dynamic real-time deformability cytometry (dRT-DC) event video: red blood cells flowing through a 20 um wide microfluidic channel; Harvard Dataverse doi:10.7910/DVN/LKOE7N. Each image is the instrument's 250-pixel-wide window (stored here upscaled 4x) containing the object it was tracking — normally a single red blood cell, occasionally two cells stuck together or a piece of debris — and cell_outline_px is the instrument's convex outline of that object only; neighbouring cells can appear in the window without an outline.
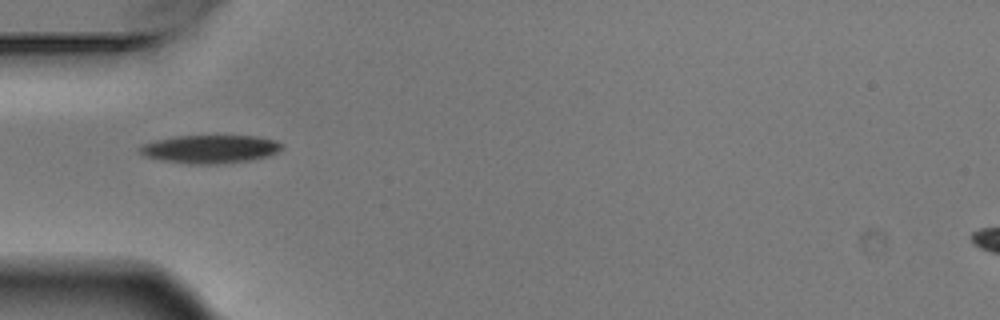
{"species": "Egyptian fruit bat (a non-hibernating species)", "species_latin": "Rousettus aegyptiacus", "temperature_condition": "warm", "stored_images_in_passage": 7, "camera_frame_rate_fps": 3000, "um_per_image_px": 0.085, "animal": {"sex": "male"}, "frame": {"image": 1, "passage_image": 4, "time_ms": 1.0, "image_size_px": [1000, 320], "cell_outline_px": [[284, 148], [268, 156], [248, 160], [220, 164], [188, 164], [160, 160], [144, 156], [136, 152], [140, 144], [156, 140], [176, 136], [256, 136], [276, 140], [284, 144]], "centroid_in_image_um": [17.82, 12.67], "position_along_channel_um": 67.2, "area_um2": 23.64}}
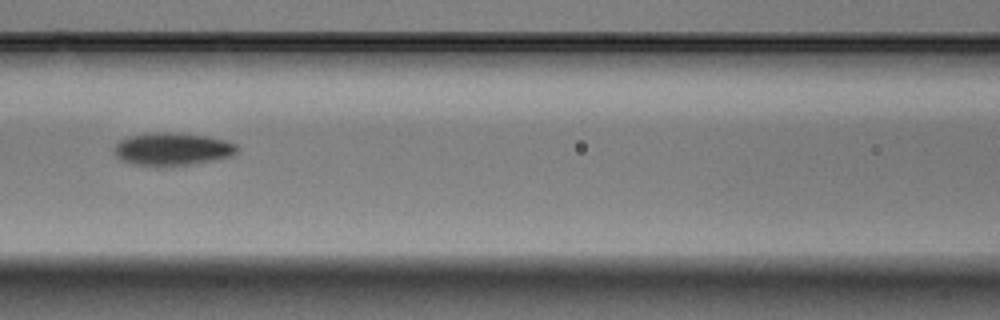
{"frame": {"image": 2, "passage_image": 6, "time_ms": 1.667, "image_size_px": [1000, 320], "cell_outline_px": [[240, 148], [236, 152], [228, 156], [212, 160], [188, 164], [160, 168], [132, 164], [120, 160], [116, 156], [112, 148], [120, 140], [132, 136], [164, 132], [168, 132], [204, 136], [224, 140], [236, 144]], "centroid_in_image_um": [14.59, 12.7], "position_along_channel_um": 152.0, "area_um2": 23.35}}
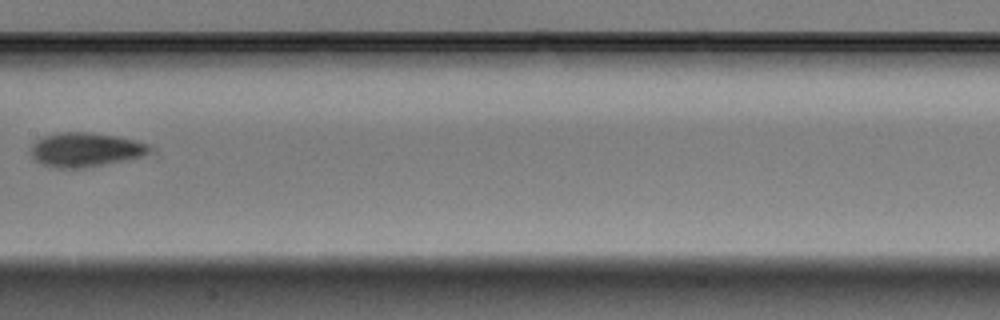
{"frame": {"image": 3, "passage_image": 7, "time_ms": 2.0, "image_size_px": [1000, 320], "cell_outline_px": [[148, 152], [144, 156], [128, 160], [84, 168], [52, 168], [40, 164], [32, 156], [32, 144], [36, 140], [44, 136], [60, 132], [92, 132], [116, 136], [148, 144]], "centroid_in_image_um": [7.22, 12.73], "position_along_channel_um": 200.2, "area_um2": 23.64}}